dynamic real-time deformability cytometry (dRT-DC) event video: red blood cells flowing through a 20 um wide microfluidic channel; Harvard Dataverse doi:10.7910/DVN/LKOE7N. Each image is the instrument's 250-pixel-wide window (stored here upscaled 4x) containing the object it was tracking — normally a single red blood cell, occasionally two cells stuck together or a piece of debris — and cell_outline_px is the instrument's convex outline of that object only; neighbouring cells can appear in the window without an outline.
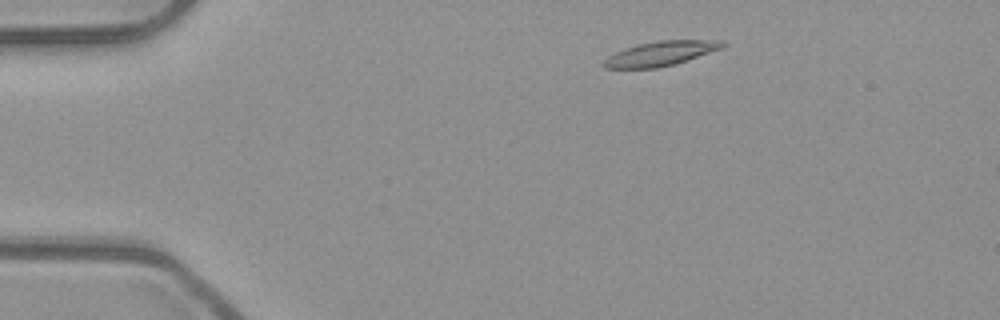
{"species": "common noctule bat (a hibernating species)", "species_latin": "Nyctalus noctula", "temperature_condition": "room temperature", "stored_images_in_passage": 47, "camera_frame_rate_fps": 3000, "um_per_image_px": 0.085, "animal": {"sex": "male", "body_mass_g": 23.1, "forearm_length_mm": 52.7}, "frame": {"image": 1, "passage_image": 4, "time_ms": 1.0, "image_size_px": [1000, 320], "cell_outline_px": [[728, 44], [724, 48], [676, 64], [656, 68], [604, 68], [600, 64], [608, 56], [624, 48], [656, 40], [724, 40]], "centroid_in_image_um": [56.2, 4.54], "position_along_channel_um": 28.8, "area_um2": 17.22}}
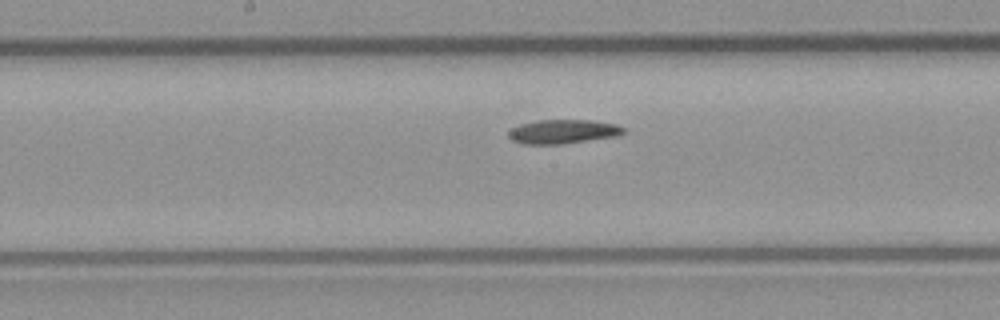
{"frame": {"image": 2, "passage_image": 22, "time_ms": 7.0, "image_size_px": [1000, 320], "cell_outline_px": [[628, 132], [616, 136], [560, 144], [524, 144], [512, 140], [508, 136], [508, 132], [512, 128], [520, 124], [540, 120], [592, 120], [616, 124], [624, 128]], "centroid_in_image_um": [47.87, 11.18], "position_along_channel_um": 200.3, "area_um2": 16.07}}
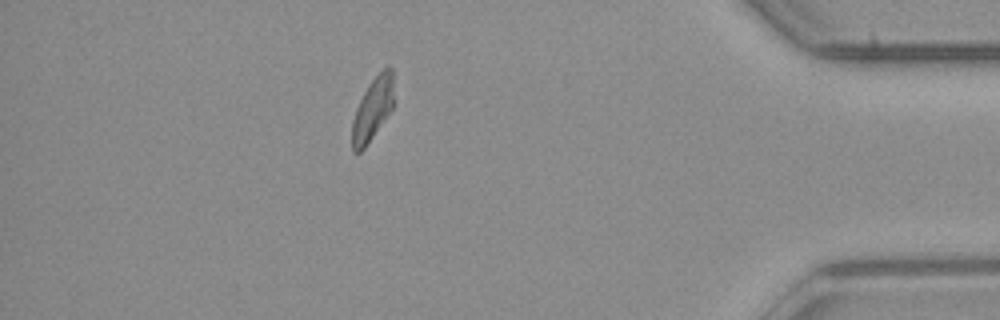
{"frame": {"image": 3, "passage_image": 41, "time_ms": 13.333, "image_size_px": [1000, 320], "cell_outline_px": [[392, 108], [364, 148], [360, 152], [352, 152], [352, 120], [356, 108], [368, 84], [388, 64], [392, 68]], "centroid_in_image_um": [31.64, 9.27], "position_along_channel_um": 403.6, "area_um2": 14.8}, "authors_computed_cell_mechanics": {"area_um2": 16.2996, "velocity_mm_per_s": 3.924, "shape_relaxation_time_tau1_ms": 5.7213, "shape_relaxation_time_tau2_ms": null, "deformation_change_tau1": 0.1736, "deformation_change_tau2": null}}